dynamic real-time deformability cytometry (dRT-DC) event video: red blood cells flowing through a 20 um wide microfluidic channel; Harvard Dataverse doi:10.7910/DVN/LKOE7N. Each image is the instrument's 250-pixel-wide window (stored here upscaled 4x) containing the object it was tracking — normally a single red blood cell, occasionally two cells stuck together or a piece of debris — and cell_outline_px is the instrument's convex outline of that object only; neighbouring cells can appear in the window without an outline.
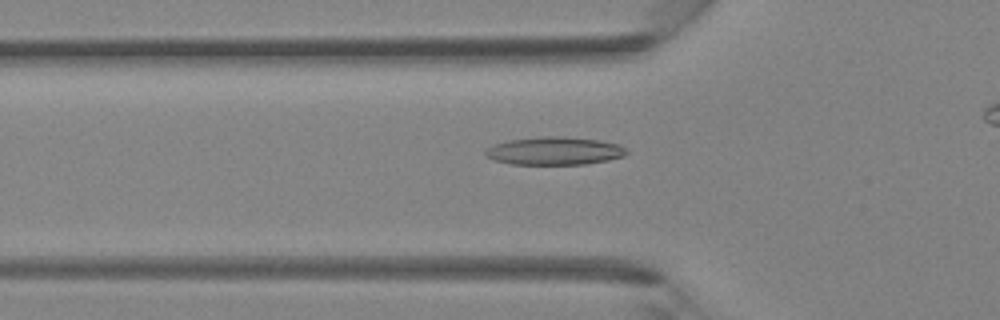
{"species": "Egyptian fruit bat (a non-hibernating species)", "species_latin": "Rousettus aegyptiacus", "temperature_condition": "room temperature", "stored_images_in_passage": 36, "camera_frame_rate_fps": 3000, "um_per_image_px": 0.085, "animal": {"sex": "female"}, "frame": {"image": 1, "passage_image": 14, "time_ms": 4.333, "image_size_px": [1000, 320], "cell_outline_px": [[628, 152], [624, 156], [608, 160], [584, 164], [512, 164], [492, 160], [484, 156], [484, 152], [488, 148], [496, 144], [508, 140], [540, 136], [560, 136], [600, 140], [620, 144]], "centroid_in_image_um": [47.12, 12.82], "position_along_channel_um": 78.7, "area_um2": 23.06}}
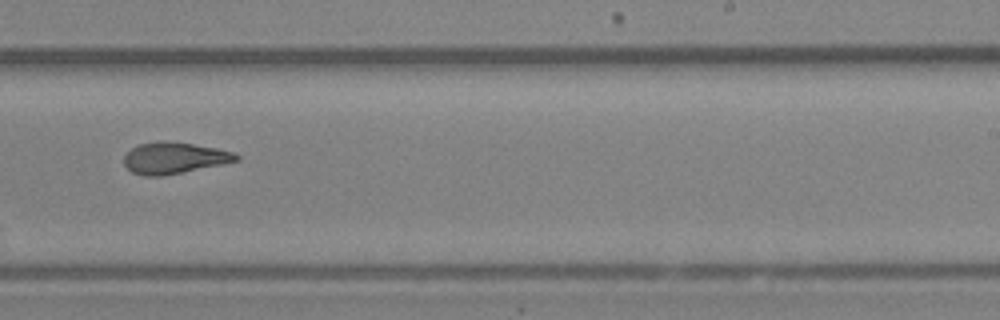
{"frame": {"image": 2, "passage_image": 26, "time_ms": 8.333, "image_size_px": [1000, 320], "cell_outline_px": [[240, 160], [164, 176], [144, 176], [132, 172], [124, 164], [124, 156], [132, 148], [140, 144], [160, 140], [192, 144], [216, 148], [232, 152], [240, 156]], "centroid_in_image_um": [14.79, 13.43], "position_along_channel_um": 274.2, "area_um2": 20.35}}
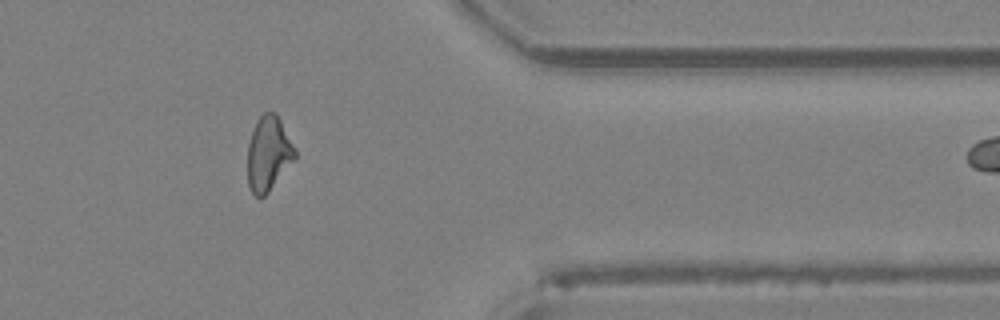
{"frame": {"image": 3, "passage_image": 34, "time_ms": 11.0, "image_size_px": [1000, 320], "cell_outline_px": [[296, 160], [268, 192], [264, 196], [256, 196], [252, 192], [248, 184], [248, 144], [256, 120], [264, 112], [276, 112], [296, 148]], "centroid_in_image_um": [22.85, 13.04], "position_along_channel_um": 388.6, "area_um2": 20.75}}